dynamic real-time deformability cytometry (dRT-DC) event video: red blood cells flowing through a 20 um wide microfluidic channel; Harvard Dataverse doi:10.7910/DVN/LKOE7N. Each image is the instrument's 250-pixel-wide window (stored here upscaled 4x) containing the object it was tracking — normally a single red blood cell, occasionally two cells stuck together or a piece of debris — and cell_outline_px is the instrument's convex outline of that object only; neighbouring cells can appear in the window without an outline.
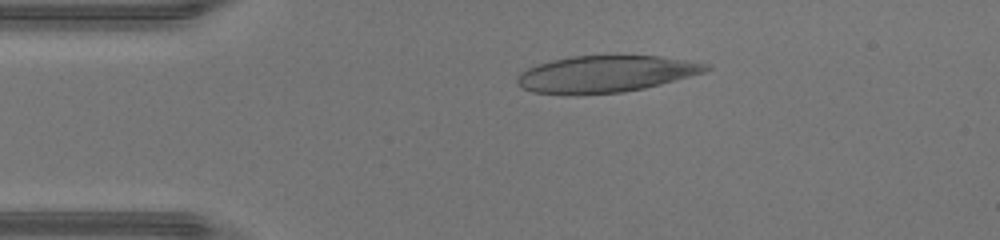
{"species": "human", "species_latin": "Homo sapiens", "temperature_condition": "warm", "stored_images_in_passage": 44, "camera_frame_rate_fps": 3000, "um_per_image_px": 0.085, "donor": {"sex": "male"}, "frame": {"image": 1, "passage_image": 7, "time_ms": 2.0, "image_size_px": [1000, 240], "cell_outline_px": [[712, 68], [704, 72], [660, 84], [644, 88], [620, 92], [532, 92], [520, 88], [516, 84], [516, 76], [520, 72], [536, 64], [552, 60], [572, 56], [660, 56], [712, 64]], "centroid_in_image_um": [51.49, 6.25], "position_along_channel_um": 33.5, "area_um2": 39.48}}
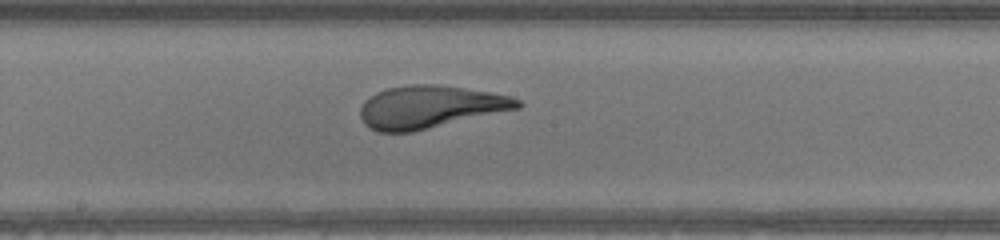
{"frame": {"image": 2, "passage_image": 22, "time_ms": 7.0, "image_size_px": [1000, 240], "cell_outline_px": [[524, 104], [520, 108], [412, 132], [380, 132], [364, 124], [360, 116], [360, 108], [364, 100], [376, 92], [388, 88], [412, 84], [436, 84], [464, 88], [488, 92], [508, 96], [520, 100]], "centroid_in_image_um": [36.53, 9.09], "position_along_channel_um": 211.7, "area_um2": 38.84}}
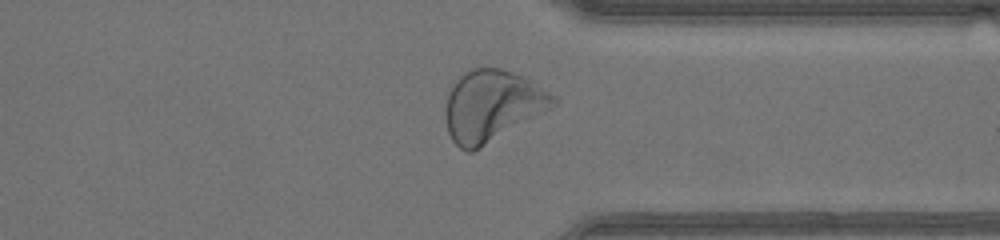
{"frame": {"image": 3, "passage_image": 33, "time_ms": 10.667, "image_size_px": [1000, 240], "cell_outline_px": [[560, 100], [556, 104], [544, 112], [480, 148], [472, 152], [468, 152], [460, 148], [452, 140], [448, 132], [444, 112], [448, 92], [452, 80], [464, 72], [472, 68], [500, 68], [524, 76], [532, 80], [560, 96]], "centroid_in_image_um": [41.83, 8.96], "position_along_channel_um": 369.6, "area_um2": 45.32}, "authors_computed_cell_mechanics": {"area_um2": 40.8357, "velocity_mm_per_s": 4.3812, "shape_relaxation_time_tau1_ms": 3.626, "shape_relaxation_time_tau2_ms": null, "deformation_change_tau1": 0.2222, "deformation_change_tau2": null}}